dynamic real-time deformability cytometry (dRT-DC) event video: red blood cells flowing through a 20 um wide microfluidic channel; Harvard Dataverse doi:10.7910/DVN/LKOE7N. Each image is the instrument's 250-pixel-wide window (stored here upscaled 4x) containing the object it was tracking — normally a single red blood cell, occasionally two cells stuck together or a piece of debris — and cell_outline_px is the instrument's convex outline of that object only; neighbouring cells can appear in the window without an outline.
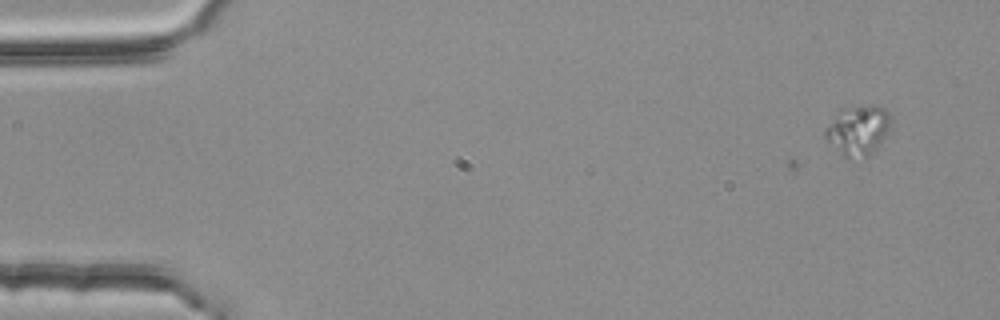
{"species": "common noctule bat (a hibernating species)", "species_latin": "Nyctalus noctula", "temperature_condition": "room temperature", "stored_images_in_passage": 2, "camera_frame_rate_fps": 3000, "um_per_image_px": 0.085, "animal": {"sex": "female", "body_mass_g": 25.1}, "frame": {"image": 1, "passage_image": 2, "time_ms": 0.333, "image_size_px": [1000, 320], "cell_outline_px": [[892, 120], [884, 136], [864, 156], [848, 160], [824, 136], [824, 128], [840, 108], [884, 108], [892, 116]], "centroid_in_image_um": [72.87, 11.06], "position_along_channel_um": 12.1, "area_um2": 17.98}}